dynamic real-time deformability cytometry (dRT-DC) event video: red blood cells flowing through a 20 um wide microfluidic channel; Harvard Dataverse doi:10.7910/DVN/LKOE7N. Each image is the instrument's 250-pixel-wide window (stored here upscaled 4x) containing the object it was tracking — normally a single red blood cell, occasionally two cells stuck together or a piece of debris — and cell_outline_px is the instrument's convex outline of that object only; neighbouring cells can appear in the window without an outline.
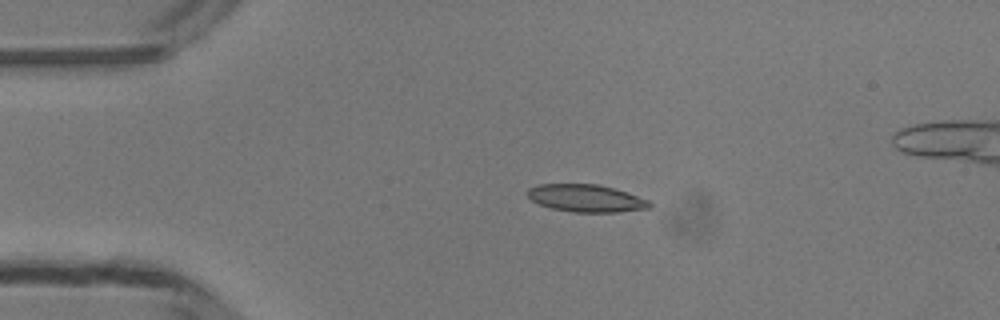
{"species": "common noctule bat (a hibernating species)", "species_latin": "Nyctalus noctula", "temperature_condition": "room temperature", "stored_images_in_passage": 40, "segment_of_instrument_passage": [1, 2], "camera_frame_rate_fps": 3000, "um_per_image_px": 0.085, "animal": {"sex": "male", "body_mass_g": 13.3}, "frame": {"image": 1, "passage_image": 1, "time_ms": 0.0, "image_size_px": [1000, 320], "cell_outline_px": [[652, 208], [616, 212], [572, 212], [552, 208], [540, 204], [532, 200], [528, 196], [528, 188], [536, 184], [600, 184], [648, 200], [652, 204]], "centroid_in_image_um": [49.8, 16.85], "position_along_channel_um": 35.2, "area_um2": 19.36}}
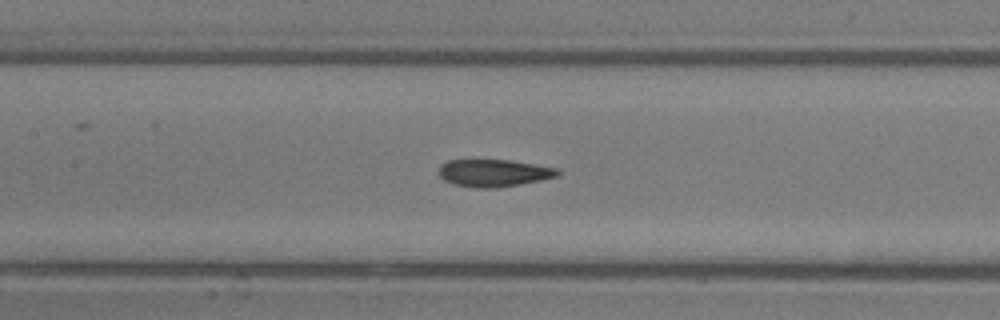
{"frame": {"image": 2, "passage_image": 13, "time_ms": 4.0, "image_size_px": [1000, 320], "cell_outline_px": [[560, 172], [556, 176], [540, 180], [520, 184], [496, 188], [476, 188], [452, 184], [444, 180], [440, 176], [440, 168], [448, 160], [508, 160], [556, 168]], "centroid_in_image_um": [41.95, 14.71], "position_along_channel_um": 165.5, "area_um2": 18.61}}
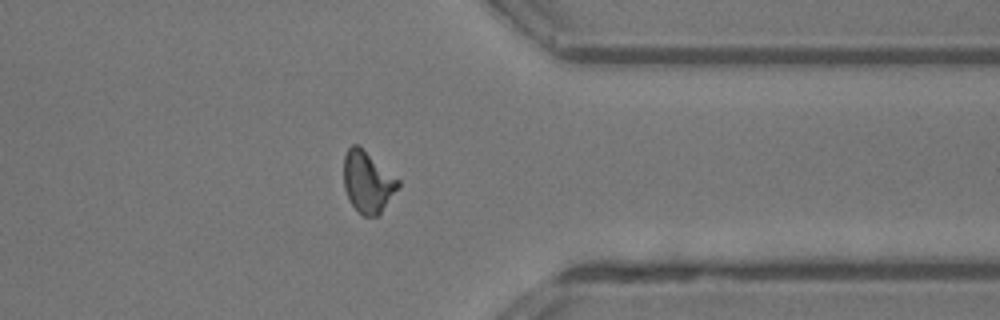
{"frame": {"image": 3, "passage_image": 29, "time_ms": 9.333, "image_size_px": [1000, 320], "cell_outline_px": [[400, 188], [380, 216], [364, 216], [352, 204], [344, 188], [344, 156], [348, 148], [352, 144], [360, 144], [400, 180]], "centroid_in_image_um": [31.3, 15.45], "position_along_channel_um": 380.1, "area_um2": 19.94}}